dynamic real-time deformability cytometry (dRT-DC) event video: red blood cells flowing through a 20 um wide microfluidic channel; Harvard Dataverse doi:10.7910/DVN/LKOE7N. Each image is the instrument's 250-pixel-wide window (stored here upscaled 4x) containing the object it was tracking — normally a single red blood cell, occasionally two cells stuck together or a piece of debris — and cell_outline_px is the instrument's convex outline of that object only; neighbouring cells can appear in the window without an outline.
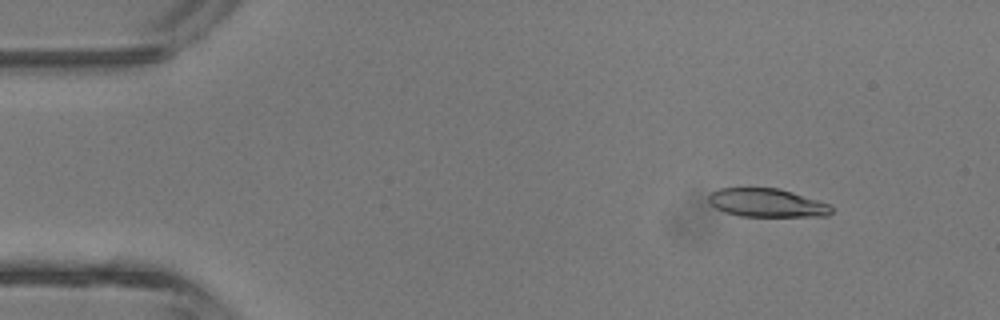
{"species": "common noctule bat (a hibernating species)", "species_latin": "Nyctalus noctula", "temperature_condition": "room temperature", "stored_images_in_passage": 4, "camera_frame_rate_fps": 3000, "um_per_image_px": 0.085, "animal": {"sex": "male", "body_mass_g": 13.3}, "frame": {"image": 1, "passage_image": 2, "time_ms": 1.0, "image_size_px": [1000, 320], "cell_outline_px": [[832, 212], [828, 216], [740, 216], [724, 212], [716, 208], [708, 200], [708, 196], [712, 192], [720, 188], [780, 188], [832, 204]], "centroid_in_image_um": [65.23, 17.24], "position_along_channel_um": 19.8, "area_um2": 20.46}}
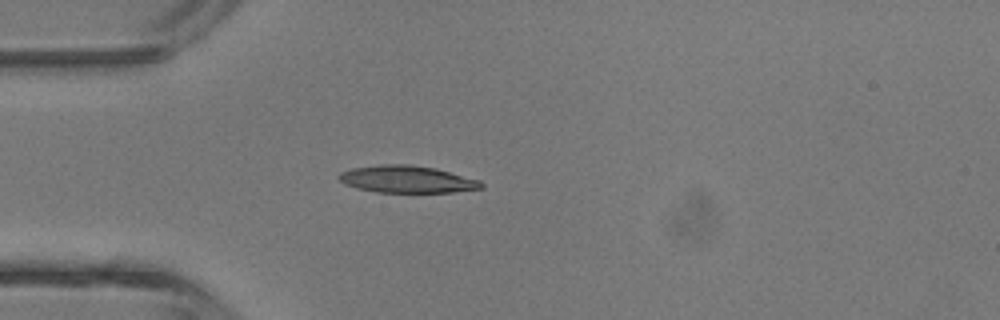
{"frame": {"image": 2, "passage_image": 4, "time_ms": 3.333, "image_size_px": [1000, 320], "cell_outline_px": [[484, 188], [452, 192], [376, 192], [356, 188], [344, 184], [336, 176], [340, 172], [352, 168], [380, 164], [408, 164], [436, 168], [480, 180], [484, 184]], "centroid_in_image_um": [34.58, 15.23], "position_along_channel_um": 50.4, "area_um2": 22.66}}